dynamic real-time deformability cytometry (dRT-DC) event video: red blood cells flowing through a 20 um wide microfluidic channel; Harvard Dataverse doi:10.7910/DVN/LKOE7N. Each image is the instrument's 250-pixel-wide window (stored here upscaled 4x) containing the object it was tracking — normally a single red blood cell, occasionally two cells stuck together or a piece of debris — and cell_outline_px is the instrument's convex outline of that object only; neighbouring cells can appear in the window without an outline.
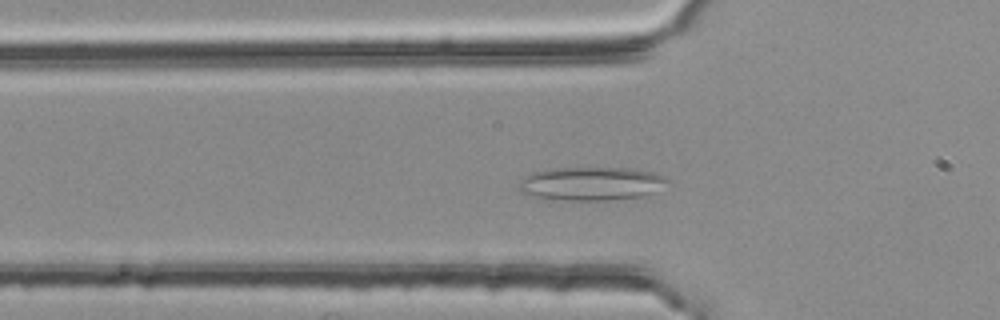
{"species": "common noctule bat (a hibernating species)", "species_latin": "Nyctalus noctula", "temperature_condition": "room temperature", "stored_images_in_passage": 48, "camera_frame_rate_fps": 3000, "um_per_image_px": 0.085, "animal": {"sex": "female", "body_mass_g": 25.1}, "frame": {"image": 1, "passage_image": 15, "time_ms": 4.667, "image_size_px": [1000, 320], "cell_outline_px": [[668, 180], [648, 196], [608, 200], [544, 200], [520, 192], [516, 188], [520, 180], [524, 176], [532, 172], [552, 168], [628, 168], [652, 172], [664, 176]], "centroid_in_image_um": [50.15, 15.62], "position_along_channel_um": 75.7, "area_um2": 29.3}}
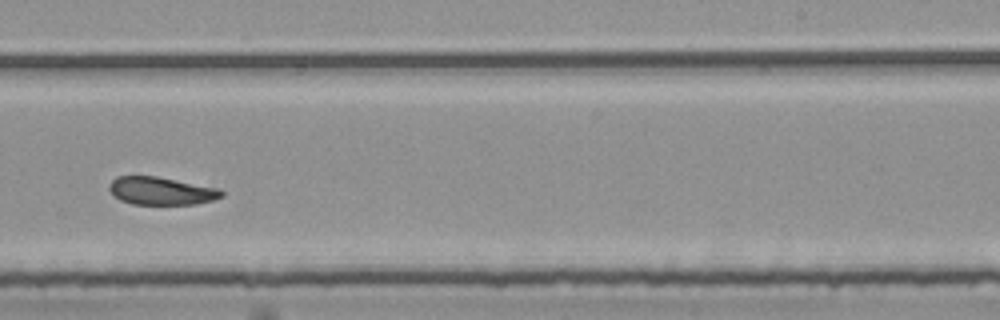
{"frame": {"image": 2, "passage_image": 31, "time_ms": 10.0, "image_size_px": [1000, 320], "cell_outline_px": [[224, 196], [212, 200], [196, 204], [132, 204], [120, 200], [108, 188], [108, 184], [116, 176], [156, 176], [220, 188], [224, 192]], "centroid_in_image_um": [13.72, 16.22], "position_along_channel_um": 275.3, "area_um2": 18.26}}
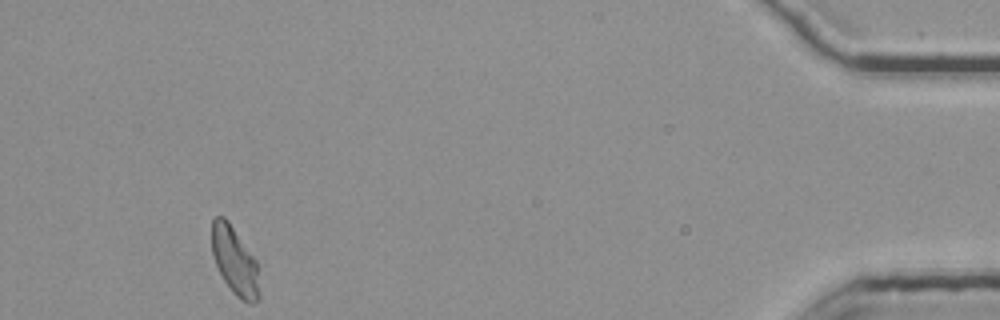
{"frame": {"image": 3, "passage_image": 48, "time_ms": 15.667, "image_size_px": [1000, 320], "cell_outline_px": [[260, 296], [252, 304], [248, 304], [236, 296], [232, 292], [224, 280], [216, 264], [212, 252], [212, 220], [216, 216], [224, 216], [228, 220], [256, 260], [260, 292]], "centroid_in_image_um": [19.96, 22.19], "position_along_channel_um": 415.2, "area_um2": 18.73}, "authors_computed_cell_mechanics": {"area_um2": 19.5364, "velocity_mm_per_s": 3.7424, "shape_relaxation_time_tau1_ms": null, "shape_relaxation_time_tau2_ms": 1.3639, "deformation_change_tau1": null, "deformation_change_tau2": 0.0772}}